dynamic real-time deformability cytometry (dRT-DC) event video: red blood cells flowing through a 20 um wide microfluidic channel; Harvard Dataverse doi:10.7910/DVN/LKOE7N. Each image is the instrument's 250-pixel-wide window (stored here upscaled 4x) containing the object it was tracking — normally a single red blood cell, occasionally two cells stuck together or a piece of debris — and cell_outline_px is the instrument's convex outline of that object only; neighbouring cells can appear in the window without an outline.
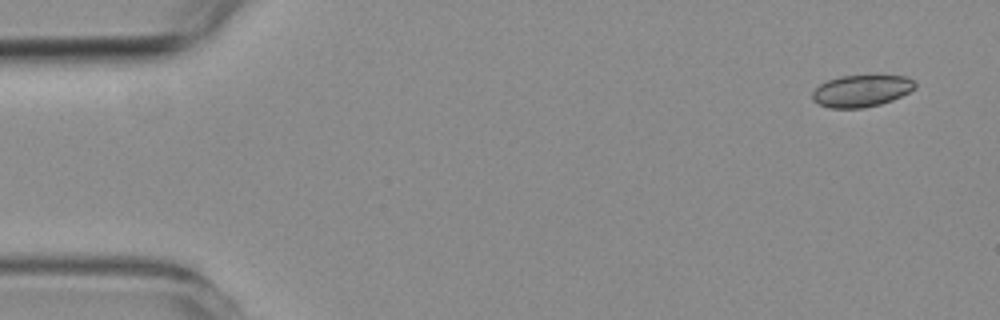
{"species": "common noctule bat (a hibernating species)", "species_latin": "Nyctalus noctula", "temperature_condition": "room temperature", "stored_images_in_passage": 52, "camera_frame_rate_fps": 3000, "um_per_image_px": 0.085, "animal": {"sex": "female", "body_mass_g": 19.3, "forearm_length_mm": 54.1}, "frame": {"image": 1, "passage_image": 1, "time_ms": 0.0, "image_size_px": [1000, 320], "cell_outline_px": [[916, 88], [892, 100], [880, 104], [864, 108], [828, 108], [812, 100], [812, 92], [820, 84], [828, 80], [840, 76], [880, 72], [908, 76], [916, 80]], "centroid_in_image_um": [73.29, 7.66], "position_along_channel_um": 11.7, "area_um2": 20.06}}
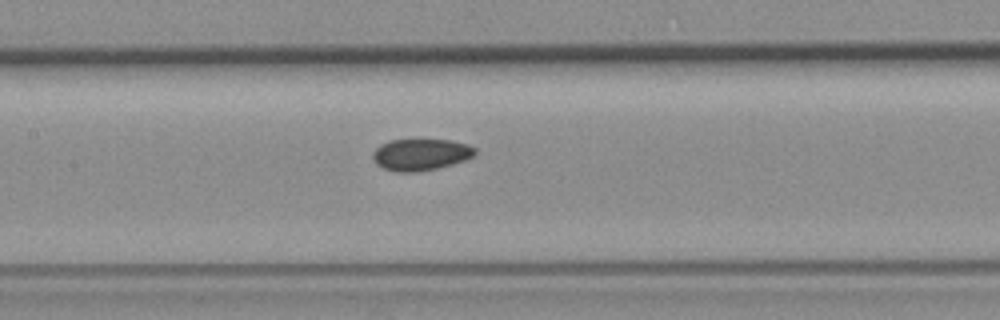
{"frame": {"image": 2, "passage_image": 23, "time_ms": 7.333, "image_size_px": [1000, 320], "cell_outline_px": [[476, 152], [472, 156], [464, 160], [452, 164], [436, 168], [416, 172], [396, 172], [384, 168], [376, 164], [372, 156], [372, 152], [380, 144], [388, 140], [452, 140], [468, 144], [476, 148]], "centroid_in_image_um": [35.74, 13.13], "position_along_channel_um": 171.7, "area_um2": 18.84}}
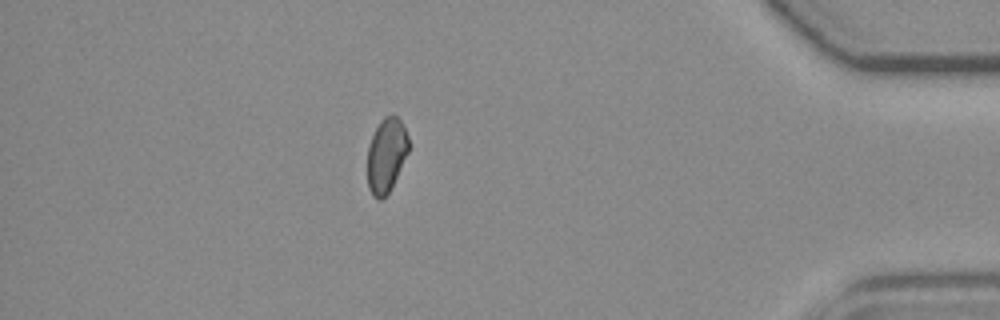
{"frame": {"image": 3, "passage_image": 45, "time_ms": 14.667, "image_size_px": [1000, 320], "cell_outline_px": [[408, 152], [388, 192], [380, 200], [376, 200], [372, 196], [368, 188], [368, 144], [380, 120], [384, 116], [392, 112], [400, 120], [408, 136]], "centroid_in_image_um": [32.81, 13.16], "position_along_channel_um": 402.4, "area_um2": 17.69}, "authors_computed_cell_mechanics": {"area_um2": 19.1029, "velocity_mm_per_s": 3.8004, "shape_relaxation_time_tau1_ms": null, "shape_relaxation_time_tau2_ms": 3.8743, "deformation_change_tau1": null, "deformation_change_tau2": 0.0692}}